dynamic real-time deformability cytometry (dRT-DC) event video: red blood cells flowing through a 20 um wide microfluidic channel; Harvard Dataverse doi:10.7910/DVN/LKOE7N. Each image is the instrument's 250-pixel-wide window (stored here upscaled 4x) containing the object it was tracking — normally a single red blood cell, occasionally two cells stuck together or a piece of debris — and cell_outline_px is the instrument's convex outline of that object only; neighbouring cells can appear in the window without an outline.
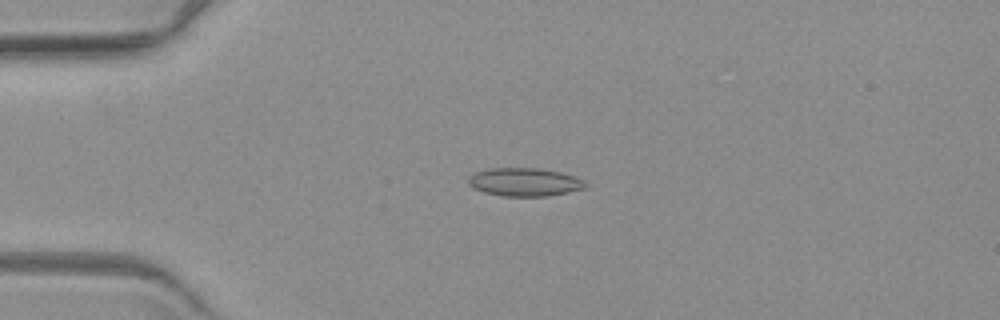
{"species": "common noctule bat (a hibernating species)", "species_latin": "Nyctalus noctula", "temperature_condition": "warm", "stored_images_in_passage": 7, "camera_frame_rate_fps": 3000, "um_per_image_px": 0.085, "animal": {"sex": "female", "body_mass_g": 19.3, "forearm_length_mm": 54.1}, "frame": {"image": 1, "passage_image": 5, "time_ms": 4.667, "image_size_px": [1000, 320], "cell_outline_px": [[588, 184], [584, 188], [568, 192], [548, 196], [500, 196], [484, 192], [472, 188], [468, 184], [468, 176], [476, 172], [488, 168], [536, 168], [560, 172], [584, 180]], "centroid_in_image_um": [44.55, 15.48], "position_along_channel_um": 40.5, "area_um2": 19.31}}
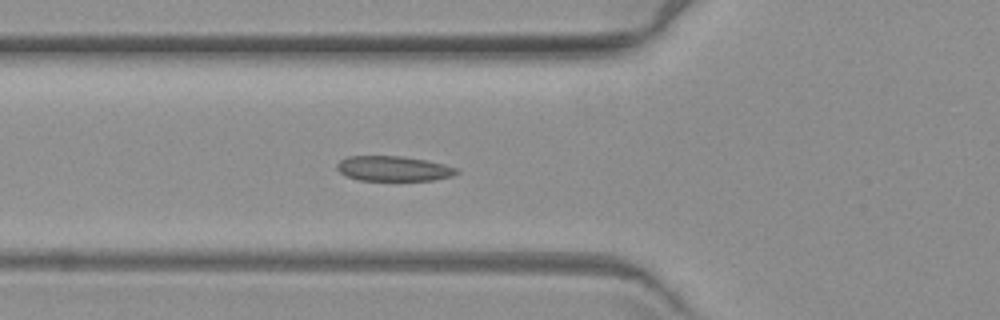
{"frame": {"image": 2, "passage_image": 7, "time_ms": 7.0, "image_size_px": [1000, 320], "cell_outline_px": [[460, 172], [452, 176], [432, 180], [360, 180], [348, 176], [340, 172], [336, 168], [336, 164], [340, 160], [348, 156], [400, 156], [428, 160], [444, 164], [456, 168]], "centroid_in_image_um": [33.45, 14.32], "position_along_channel_um": 92.4, "area_um2": 17.4}}